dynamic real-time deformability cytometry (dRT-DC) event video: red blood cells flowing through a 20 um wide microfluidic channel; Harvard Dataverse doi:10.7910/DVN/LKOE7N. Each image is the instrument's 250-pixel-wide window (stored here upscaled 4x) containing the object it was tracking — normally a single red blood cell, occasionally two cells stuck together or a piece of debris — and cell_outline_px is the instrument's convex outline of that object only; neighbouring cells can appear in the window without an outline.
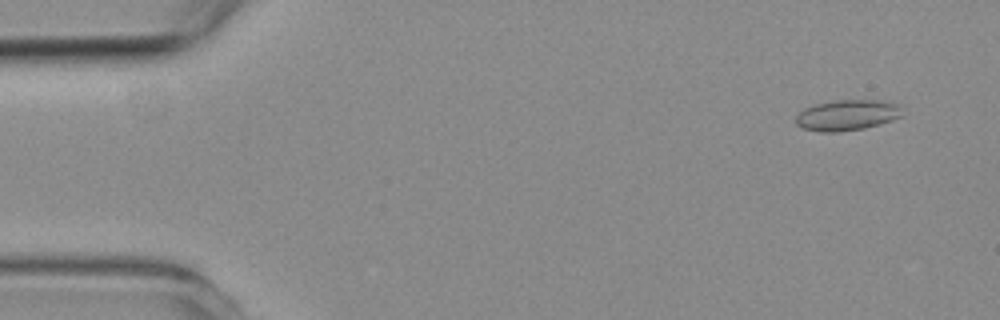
{"species": "common noctule bat (a hibernating species)", "species_latin": "Nyctalus noctula", "temperature_condition": "room temperature", "stored_images_in_passage": 4, "camera_frame_rate_fps": 3000, "um_per_image_px": 0.085, "animal": {"sex": "female", "body_mass_g": 19.3, "forearm_length_mm": 54.1}, "frame": {"image": 1, "passage_image": 4, "time_ms": 3.667, "image_size_px": [1000, 320], "cell_outline_px": [[900, 116], [892, 120], [880, 124], [864, 128], [836, 132], [820, 132], [804, 128], [796, 124], [796, 116], [804, 108], [816, 104], [836, 100], [888, 100], [900, 104]], "centroid_in_image_um": [72.02, 9.77], "position_along_channel_um": 13.0, "area_um2": 19.02}}